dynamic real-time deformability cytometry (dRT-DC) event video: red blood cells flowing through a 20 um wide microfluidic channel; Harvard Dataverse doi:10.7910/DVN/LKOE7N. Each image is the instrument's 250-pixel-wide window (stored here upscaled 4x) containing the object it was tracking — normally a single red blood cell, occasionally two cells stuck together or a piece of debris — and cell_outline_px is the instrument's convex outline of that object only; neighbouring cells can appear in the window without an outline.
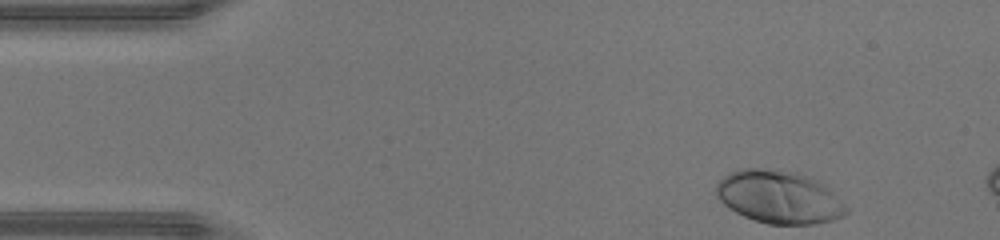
{"species": "human", "species_latin": "Homo sapiens", "temperature_condition": "warm", "stored_images_in_passage": 7, "camera_frame_rate_fps": 3000, "um_per_image_px": 0.085, "donor": {"sex": "male"}, "frame": {"image": 1, "passage_image": 1, "time_ms": 0.0, "image_size_px": [1000, 240], "cell_outline_px": [[848, 212], [832, 220], [812, 224], [768, 224], [752, 220], [736, 212], [724, 204], [716, 196], [716, 184], [724, 176], [732, 172], [744, 168], [780, 168], [812, 176], [820, 180], [848, 208]], "centroid_in_image_um": [66.22, 16.72], "position_along_channel_um": 18.8, "area_um2": 40.29}}